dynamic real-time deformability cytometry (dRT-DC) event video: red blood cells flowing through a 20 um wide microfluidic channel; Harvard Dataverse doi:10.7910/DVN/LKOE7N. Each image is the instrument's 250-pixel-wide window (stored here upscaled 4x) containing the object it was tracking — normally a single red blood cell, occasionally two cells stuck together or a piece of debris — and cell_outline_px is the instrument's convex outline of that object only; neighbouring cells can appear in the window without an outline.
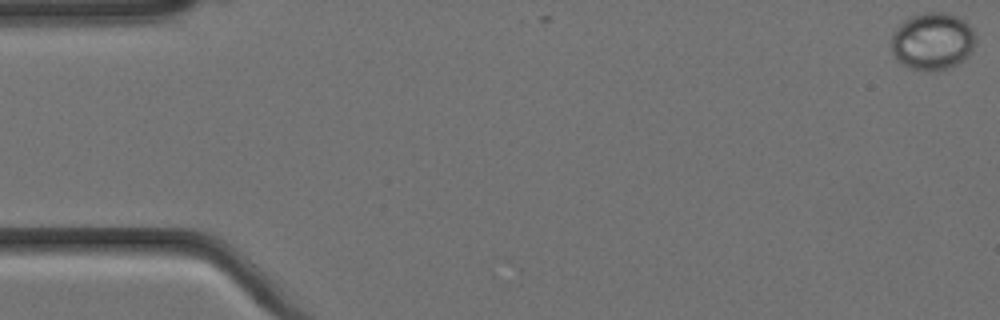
{"species": "Egyptian fruit bat (a non-hibernating species)", "species_latin": "Rousettus aegyptiacus", "temperature_condition": "cold", "stored_images_in_passage": 3, "camera_frame_rate_fps": 3000, "um_per_image_px": 0.085, "animal": {"sex": "female"}, "frame": {"image": 1, "passage_image": 1, "time_ms": 0.0, "image_size_px": [1000, 320], "cell_outline_px": [[976, 44], [968, 56], [964, 60], [948, 68], [912, 68], [896, 60], [892, 52], [892, 32], [908, 16], [920, 12], [944, 12], [956, 16], [964, 20], [972, 28], [976, 36]], "centroid_in_image_um": [79.28, 3.45], "position_along_channel_um": 5.7, "area_um2": 28.03}}